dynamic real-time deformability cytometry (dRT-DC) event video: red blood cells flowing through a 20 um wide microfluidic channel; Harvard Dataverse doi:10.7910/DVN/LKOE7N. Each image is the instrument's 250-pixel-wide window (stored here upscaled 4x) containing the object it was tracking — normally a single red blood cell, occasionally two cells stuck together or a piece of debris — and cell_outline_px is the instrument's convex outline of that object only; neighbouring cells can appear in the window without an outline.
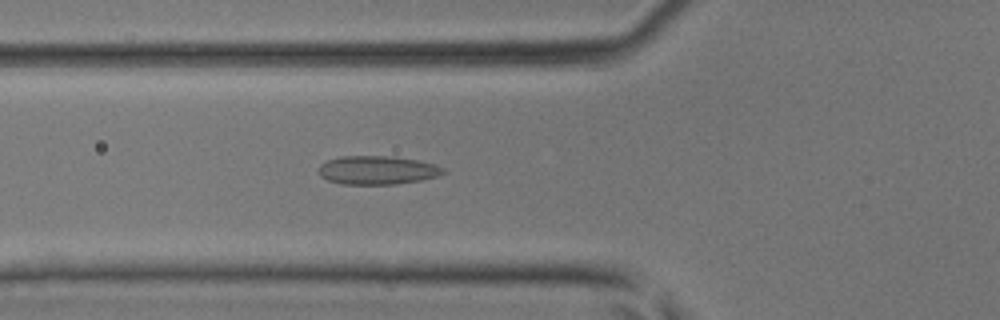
{"species": "common noctule bat (a hibernating species)", "species_latin": "Nyctalus noctula", "temperature_condition": "room temperature", "stored_images_in_passage": 37, "camera_frame_rate_fps": 3000, "um_per_image_px": 0.085, "animal": {"sex": "male", "body_mass_g": 17.9, "forearm_length_mm": 54.2}, "frame": {"image": 1, "passage_image": 10, "time_ms": 3.0, "image_size_px": [1000, 320], "cell_outline_px": [[444, 172], [436, 176], [420, 180], [396, 184], [340, 184], [328, 180], [320, 176], [320, 164], [328, 160], [340, 156], [392, 156], [420, 160], [436, 164], [444, 168]], "centroid_in_image_um": [32.07, 14.45], "position_along_channel_um": 93.7, "area_um2": 20.75}}
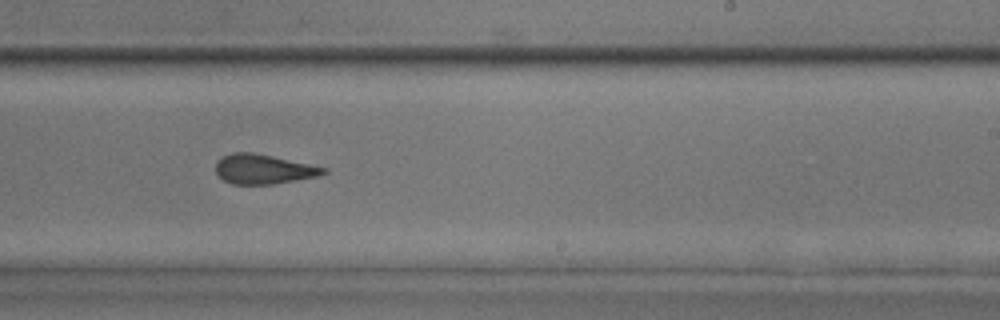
{"frame": {"image": 2, "passage_image": 21, "time_ms": 6.667, "image_size_px": [1000, 320], "cell_outline_px": [[328, 172], [316, 176], [272, 184], [232, 184], [224, 180], [216, 172], [216, 160], [232, 152], [252, 152], [272, 156], [328, 168]], "centroid_in_image_um": [22.37, 14.37], "position_along_channel_um": 266.6, "area_um2": 18.38}}
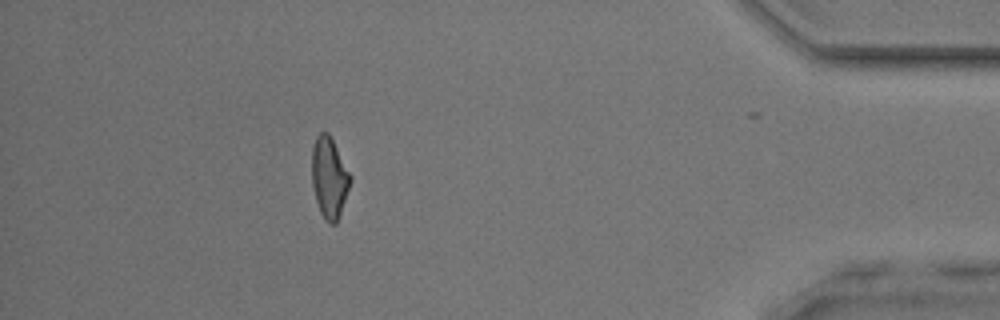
{"frame": {"image": 3, "passage_image": 33, "time_ms": 10.667, "image_size_px": [1000, 320], "cell_outline_px": [[352, 180], [336, 224], [328, 224], [324, 220], [320, 212], [316, 200], [312, 184], [312, 148], [316, 136], [320, 132], [328, 132], [352, 176]], "centroid_in_image_um": [27.99, 15.11], "position_along_channel_um": 407.2, "area_um2": 18.15}}